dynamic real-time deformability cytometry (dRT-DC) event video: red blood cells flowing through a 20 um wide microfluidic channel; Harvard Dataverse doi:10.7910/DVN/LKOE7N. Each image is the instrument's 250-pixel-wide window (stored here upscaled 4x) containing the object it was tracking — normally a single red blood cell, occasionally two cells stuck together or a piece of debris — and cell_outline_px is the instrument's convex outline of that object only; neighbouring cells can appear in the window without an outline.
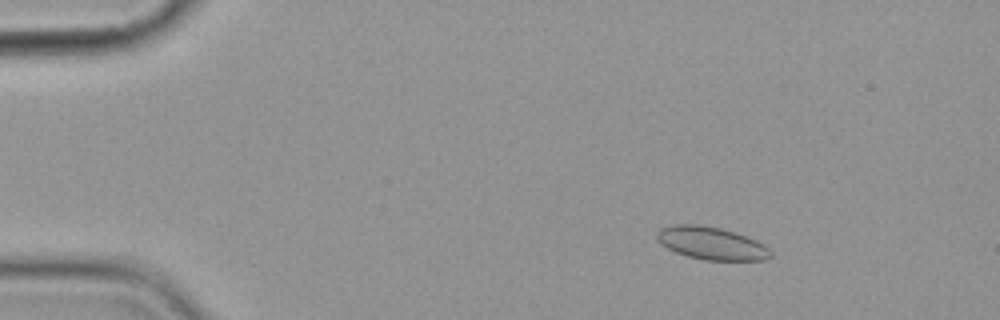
{"species": "common noctule bat (a hibernating species)", "species_latin": "Nyctalus noctula", "temperature_condition": "cold", "stored_images_in_passage": 11, "camera_frame_rate_fps": 3000, "um_per_image_px": 0.085, "animal": {"sex": "female", "body_mass_g": 19.9}, "frame": {"image": 1, "passage_image": 2, "time_ms": 2.333, "image_size_px": [1000, 320], "cell_outline_px": [[772, 256], [764, 260], [704, 260], [688, 256], [676, 252], [660, 244], [656, 236], [656, 232], [660, 228], [672, 224], [696, 224], [720, 228], [756, 240], [764, 244], [772, 252]], "centroid_in_image_um": [60.44, 20.67], "position_along_channel_um": 24.6, "area_um2": 21.62}}
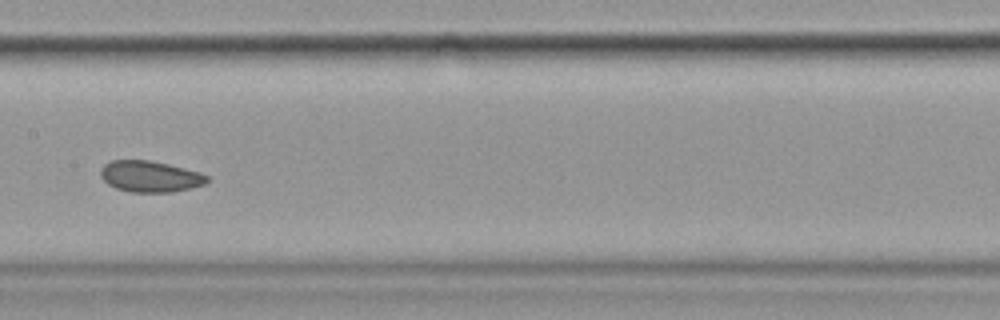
{"frame": {"image": 2, "passage_image": 8, "time_ms": 9.333, "image_size_px": [1000, 320], "cell_outline_px": [[208, 180], [204, 184], [192, 188], [172, 192], [132, 192], [116, 188], [108, 184], [100, 176], [100, 168], [104, 164], [112, 160], [148, 160], [168, 164], [200, 172], [208, 176]], "centroid_in_image_um": [12.74, 15.0], "position_along_channel_um": 194.7, "area_um2": 19.36}}
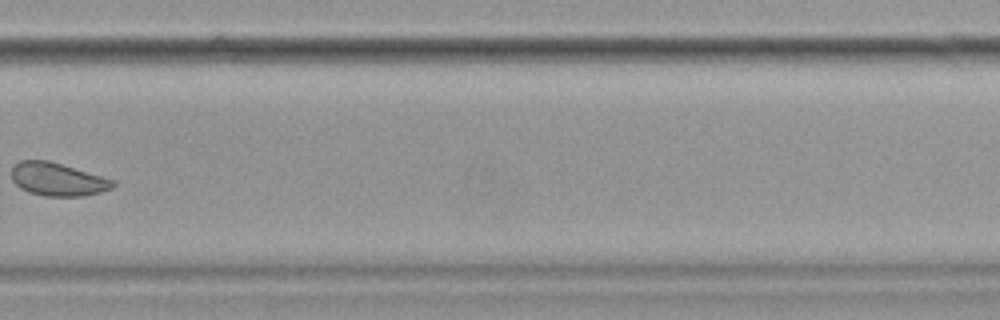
{"frame": {"image": 3, "passage_image": 11, "time_ms": 13.0, "image_size_px": [1000, 320], "cell_outline_px": [[116, 184], [112, 188], [100, 192], [84, 196], [44, 196], [28, 192], [20, 188], [12, 180], [12, 164], [20, 160], [48, 160], [116, 180]], "centroid_in_image_um": [4.89, 15.24], "position_along_channel_um": 324.9, "area_um2": 19.71}}